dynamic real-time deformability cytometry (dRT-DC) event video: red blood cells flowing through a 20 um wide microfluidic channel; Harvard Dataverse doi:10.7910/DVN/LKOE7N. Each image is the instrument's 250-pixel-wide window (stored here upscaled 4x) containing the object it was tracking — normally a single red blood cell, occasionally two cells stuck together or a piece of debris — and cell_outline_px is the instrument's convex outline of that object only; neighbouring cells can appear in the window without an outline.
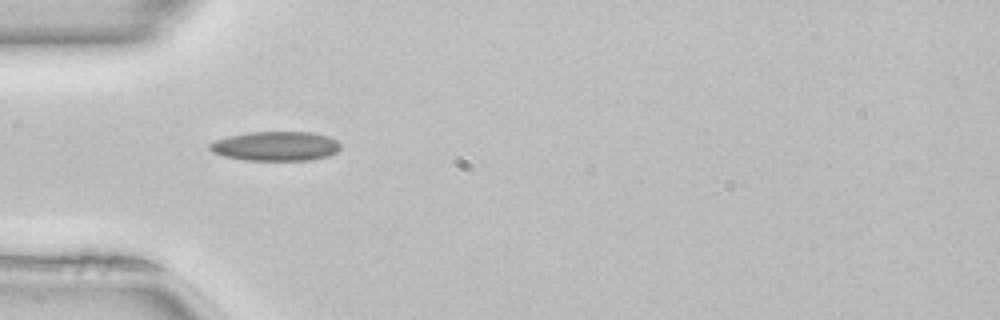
{"species": "common noctule bat (a hibernating species)", "species_latin": "Nyctalus noctula", "temperature_condition": "room temperature", "stored_images_in_passage": 36, "camera_frame_rate_fps": 3000, "um_per_image_px": 0.085, "animal": {"sex": "female", "body_mass_g": 22.7, "forearm_length_mm": 54.2}, "frame": {"image": 1, "passage_image": 1, "time_ms": 0.0, "image_size_px": [1000, 320], "cell_outline_px": [[340, 148], [336, 152], [328, 156], [308, 160], [244, 160], [224, 156], [212, 152], [208, 148], [208, 144], [216, 140], [228, 136], [248, 132], [312, 132], [328, 136], [336, 140], [340, 144]], "centroid_in_image_um": [23.41, 12.42], "position_along_channel_um": 61.6, "area_um2": 22.43}, "authors_computed_cell_mechanics": {"area_um2": 20.4323, "velocity_mm_per_s": 4.093, "shape_relaxation_time_tau1_ms": 6.5442, "shape_relaxation_time_tau2_ms": null, "deformation_change_tau1": 0.1374, "deformation_change_tau2": null}}